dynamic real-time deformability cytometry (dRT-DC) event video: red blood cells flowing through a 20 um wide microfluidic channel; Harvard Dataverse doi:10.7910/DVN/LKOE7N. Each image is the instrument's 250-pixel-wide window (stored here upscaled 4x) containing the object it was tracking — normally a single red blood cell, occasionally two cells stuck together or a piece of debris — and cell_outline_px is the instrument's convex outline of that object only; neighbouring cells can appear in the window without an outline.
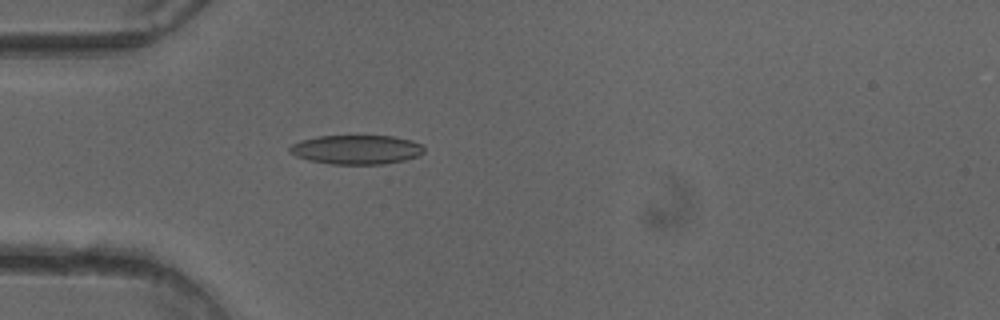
{"species": "common noctule bat (a hibernating species)", "species_latin": "Nyctalus noctula", "temperature_condition": "cold", "stored_images_in_passage": 51, "camera_frame_rate_fps": 3000, "um_per_image_px": 0.085, "animal": {"sex": "female"}, "frame": {"image": 1, "passage_image": 15, "time_ms": 4.667, "image_size_px": [1000, 320], "cell_outline_px": [[424, 152], [420, 156], [404, 160], [384, 164], [332, 164], [308, 160], [296, 156], [288, 152], [288, 148], [292, 144], [300, 140], [316, 136], [392, 136], [412, 140], [424, 144]], "centroid_in_image_um": [30.31, 12.71], "position_along_channel_um": 54.7, "area_um2": 23.12}}
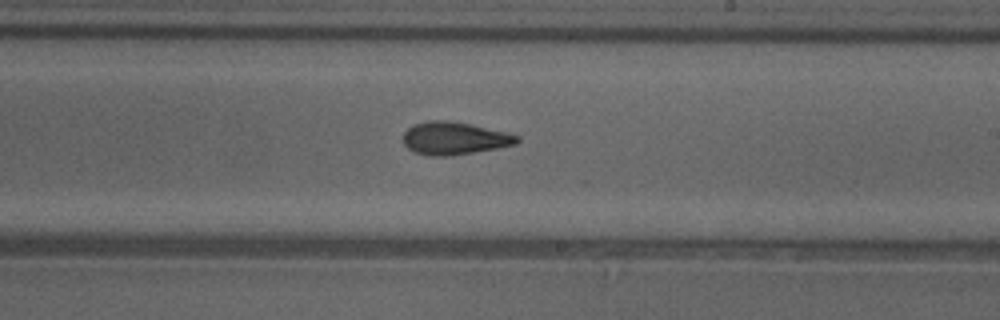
{"frame": {"image": 2, "passage_image": 30, "time_ms": 9.667, "image_size_px": [1000, 320], "cell_outline_px": [[520, 140], [516, 144], [496, 148], [448, 156], [432, 156], [416, 152], [408, 148], [404, 144], [404, 132], [412, 124], [428, 120], [448, 120], [508, 132], [520, 136]], "centroid_in_image_um": [38.62, 11.74], "position_along_channel_um": 250.4, "area_um2": 21.56}}
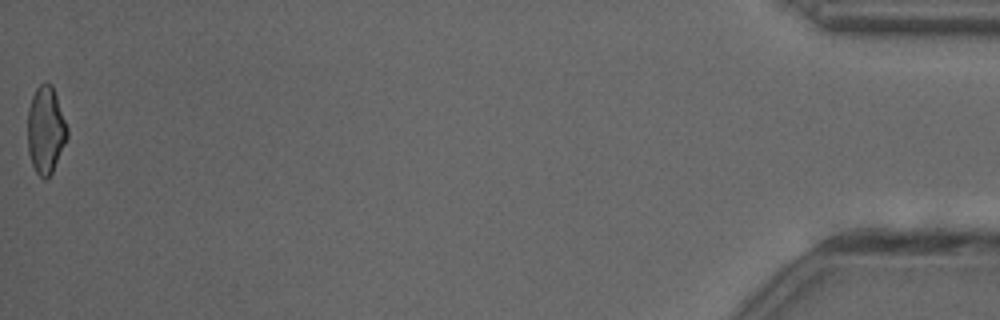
{"frame": {"image": 3, "passage_image": 51, "time_ms": 16.667, "image_size_px": [1000, 320], "cell_outline_px": [[68, 136], [52, 172], [44, 180], [36, 172], [32, 164], [28, 152], [28, 108], [32, 96], [36, 88], [44, 80], [52, 84], [68, 128]], "centroid_in_image_um": [3.88, 11.01], "position_along_channel_um": 431.3, "area_um2": 20.11}, "authors_computed_cell_mechanics": {"area_um2": 21.4438, "velocity_mm_per_s": 4.0427, "shape_relaxation_time_tau1_ms": 10.4576, "shape_relaxation_time_tau2_ms": 3.2265, "deformation_change_tau1": 0.2139, "deformation_change_tau2": 0.118}}